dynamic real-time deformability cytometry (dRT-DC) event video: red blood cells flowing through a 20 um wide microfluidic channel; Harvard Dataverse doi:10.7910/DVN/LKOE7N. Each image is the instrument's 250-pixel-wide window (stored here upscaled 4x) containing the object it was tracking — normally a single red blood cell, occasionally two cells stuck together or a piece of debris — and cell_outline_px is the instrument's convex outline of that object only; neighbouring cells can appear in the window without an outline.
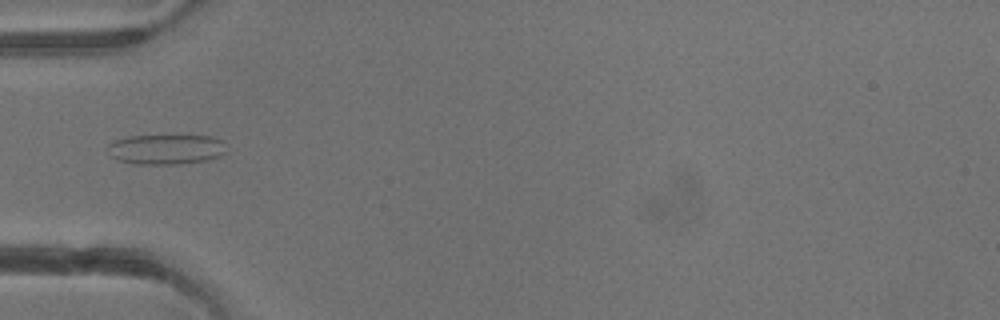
{"species": "common noctule bat (a hibernating species)", "species_latin": "Nyctalus noctula", "temperature_condition": "warm", "stored_images_in_passage": 4, "camera_frame_rate_fps": 3000, "um_per_image_px": 0.085, "animal": {"sex": "male", "body_mass_g": 13.3}, "frame": {"image": 1, "passage_image": 4, "time_ms": 3.667, "image_size_px": [1000, 320], "cell_outline_px": [[224, 152], [220, 156], [204, 160], [176, 164], [140, 164], [116, 160], [104, 148], [108, 144], [116, 140], [128, 136], [212, 136], [224, 140]], "centroid_in_image_um": [14.07, 12.68], "position_along_channel_um": 70.9, "area_um2": 20.69}}